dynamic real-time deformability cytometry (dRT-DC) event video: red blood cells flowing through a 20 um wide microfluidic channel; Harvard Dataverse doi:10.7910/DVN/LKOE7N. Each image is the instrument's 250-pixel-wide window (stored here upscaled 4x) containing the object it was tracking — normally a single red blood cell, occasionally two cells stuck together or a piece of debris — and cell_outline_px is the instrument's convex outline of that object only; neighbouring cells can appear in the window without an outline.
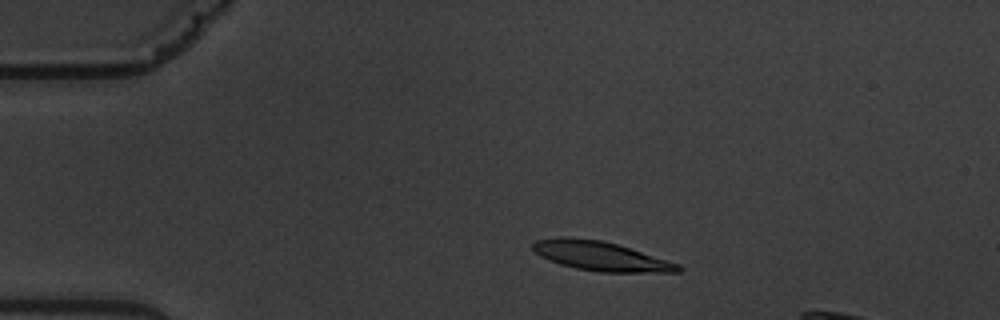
{"species": "common noctule bat (a hibernating species)", "species_latin": "Nyctalus noctula", "temperature_condition": "warm", "stored_images_in_passage": 5, "segment_of_instrument_passage": [1, 2], "camera_frame_rate_fps": 3000, "um_per_image_px": 0.085, "animal": {"sex": "male", "body_mass_g": 19.5, "forearm_length_mm": 54.6}, "frame": {"image": 1, "passage_image": 2, "time_ms": 1.333, "image_size_px": [1000, 320], "cell_outline_px": [[684, 268], [680, 272], [600, 272], [576, 268], [560, 264], [548, 260], [540, 256], [532, 248], [532, 244], [536, 240], [560, 236], [568, 236], [600, 240], [616, 244], [680, 264]], "centroid_in_image_um": [51.03, 21.76], "position_along_channel_um": 34.0, "area_um2": 24.74}}
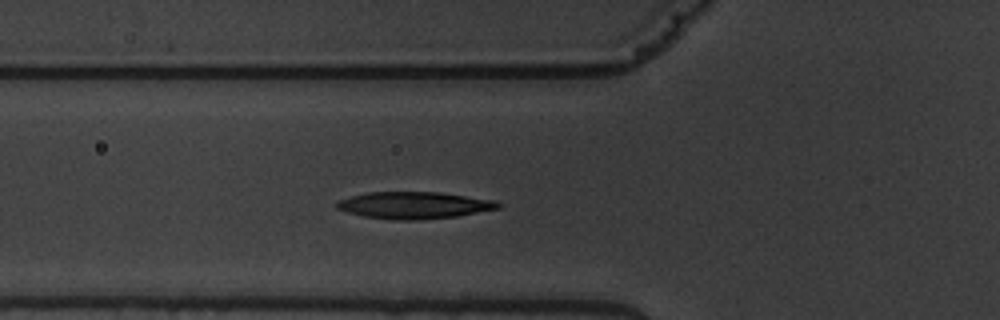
{"frame": {"image": 2, "passage_image": 4, "time_ms": 4.333, "image_size_px": [1000, 320], "cell_outline_px": [[500, 208], [456, 216], [416, 220], [392, 220], [364, 216], [348, 212], [336, 208], [336, 204], [340, 200], [352, 196], [368, 192], [440, 192], [496, 200], [500, 204]], "centroid_in_image_um": [35.22, 17.44], "position_along_channel_um": 90.6, "area_um2": 25.14}}